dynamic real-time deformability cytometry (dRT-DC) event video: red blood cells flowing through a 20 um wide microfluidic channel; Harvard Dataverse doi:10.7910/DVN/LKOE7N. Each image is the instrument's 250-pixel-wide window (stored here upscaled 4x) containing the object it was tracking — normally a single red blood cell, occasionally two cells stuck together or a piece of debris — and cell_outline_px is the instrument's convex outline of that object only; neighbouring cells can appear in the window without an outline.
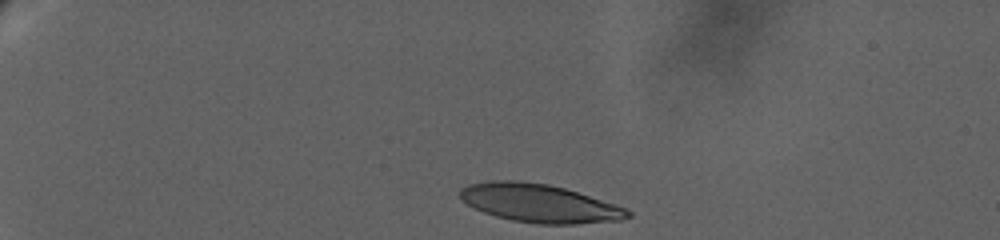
{"species": "human", "species_latin": "Homo sapiens", "temperature_condition": "warm", "stored_images_in_passage": 43, "camera_frame_rate_fps": 3000, "um_per_image_px": 0.085, "donor": {"sex": "female"}, "frame": {"image": 1, "passage_image": 1, "time_ms": 0.0, "image_size_px": [1000, 240], "cell_outline_px": [[632, 216], [620, 220], [576, 224], [536, 224], [512, 220], [496, 216], [484, 212], [468, 204], [460, 196], [460, 188], [468, 184], [488, 180], [520, 180], [548, 184], [564, 188], [616, 204], [632, 212]], "centroid_in_image_um": [45.85, 17.27], "position_along_channel_um": 39.2, "area_um2": 37.4}}
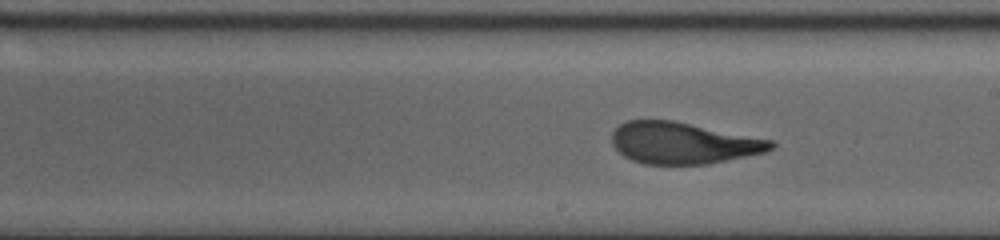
{"frame": {"image": 2, "passage_image": 23, "time_ms": 9.667, "image_size_px": [1000, 240], "cell_outline_px": [[776, 144], [768, 152], [708, 164], [644, 164], [632, 160], [624, 156], [612, 144], [612, 132], [620, 124], [628, 120], [672, 120], [772, 140]], "centroid_in_image_um": [58.07, 12.16], "position_along_channel_um": 230.9, "area_um2": 38.44}}
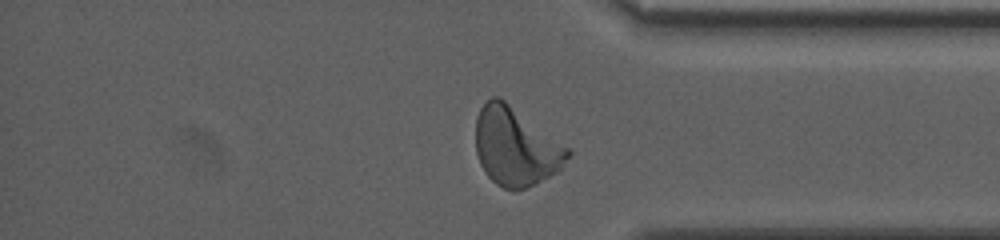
{"frame": {"image": 3, "passage_image": 39, "time_ms": 15.333, "image_size_px": [1000, 240], "cell_outline_px": [[572, 152], [560, 168], [556, 172], [536, 184], [524, 188], [504, 188], [496, 184], [484, 172], [480, 164], [476, 152], [476, 116], [480, 108], [492, 96], [500, 96], [568, 148]], "centroid_in_image_um": [43.8, 12.45], "position_along_channel_um": 391.4, "area_um2": 41.5}}